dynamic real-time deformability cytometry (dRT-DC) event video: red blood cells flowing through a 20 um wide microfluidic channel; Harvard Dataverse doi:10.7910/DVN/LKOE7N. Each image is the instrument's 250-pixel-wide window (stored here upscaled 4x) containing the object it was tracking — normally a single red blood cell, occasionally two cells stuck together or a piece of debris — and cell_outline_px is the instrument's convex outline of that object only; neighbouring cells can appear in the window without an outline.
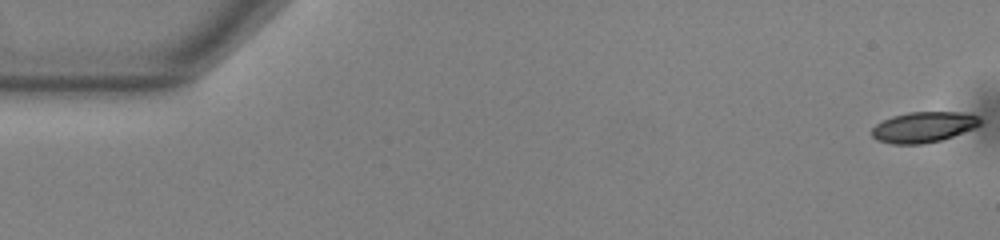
{"species": "common noctule bat (a hibernating species)", "species_latin": "Nyctalus noctula", "temperature_condition": "warm", "stored_images_in_passage": 54, "camera_frame_rate_fps": 3000, "um_per_image_px": 0.085, "animal": {"sex": "male", "body_mass_g": 13.0, "forearm_length_mm": 53.1}, "frame": {"image": 1, "passage_image": 1, "time_ms": 0.0, "image_size_px": [1000, 240], "cell_outline_px": [[980, 124], [976, 128], [940, 140], [924, 144], [892, 144], [876, 140], [872, 136], [872, 128], [876, 124], [892, 116], [908, 112], [956, 112], [976, 116], [980, 120]], "centroid_in_image_um": [78.46, 10.81], "position_along_channel_um": 6.5, "area_um2": 19.19}}
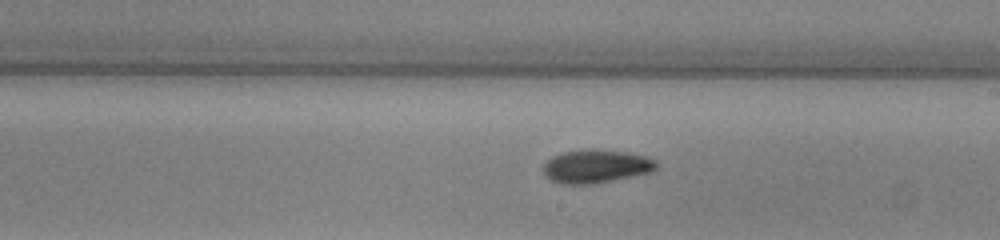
{"frame": {"image": 2, "passage_image": 31, "time_ms": 10.0, "image_size_px": [1000, 240], "cell_outline_px": [[656, 168], [652, 172], [596, 184], [560, 184], [548, 180], [544, 176], [544, 164], [552, 156], [564, 152], [584, 148], [588, 148], [624, 152], [644, 156], [656, 160]], "centroid_in_image_um": [50.62, 14.15], "position_along_channel_um": 238.4, "area_um2": 22.2}}
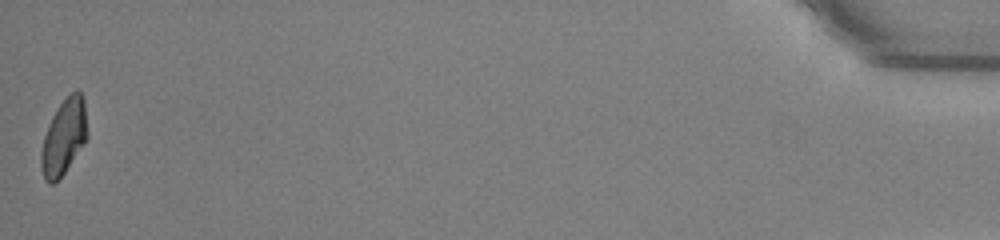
{"frame": {"image": 3, "passage_image": 54, "time_ms": 17.667, "image_size_px": [1000, 240], "cell_outline_px": [[88, 136], [84, 144], [64, 172], [52, 184], [48, 184], [44, 180], [40, 168], [40, 152], [44, 136], [48, 124], [56, 108], [76, 88], [80, 92], [84, 100], [88, 132]], "centroid_in_image_um": [5.41, 11.64], "position_along_channel_um": 429.8, "area_um2": 20.4}, "authors_computed_cell_mechanics": {"area_um2": 20.7502, "velocity_mm_per_s": 3.8214, "shape_relaxation_time_tau1_ms": 4.8281, "shape_relaxation_time_tau2_ms": 5.1178, "deformation_change_tau1": 0.1535, "deformation_change_tau2": 0.1094}}